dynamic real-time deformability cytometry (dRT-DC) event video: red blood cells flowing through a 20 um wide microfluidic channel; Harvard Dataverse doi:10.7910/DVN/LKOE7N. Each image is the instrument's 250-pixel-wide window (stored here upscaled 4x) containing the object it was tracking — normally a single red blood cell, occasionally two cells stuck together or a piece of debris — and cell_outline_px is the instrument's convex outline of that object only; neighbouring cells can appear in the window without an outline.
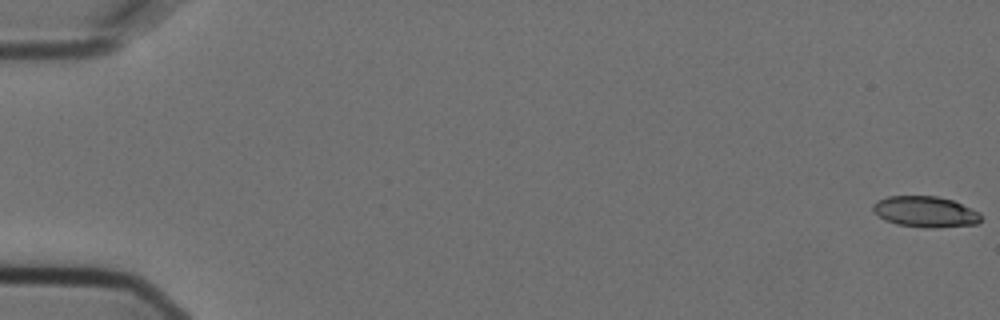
{"species": "Egyptian fruit bat (a non-hibernating species)", "species_latin": "Rousettus aegyptiacus", "temperature_condition": "cold", "stored_images_in_passage": 5, "segment_of_instrument_passage": [2, 2], "camera_frame_rate_fps": 3000, "um_per_image_px": 0.085, "animal": {"sex": "female"}, "frame": {"image": 1, "passage_image": 5, "time_ms": 1.333, "image_size_px": [1000, 320], "cell_outline_px": [[980, 220], [976, 224], [896, 224], [884, 220], [872, 208], [872, 204], [888, 196], [936, 196], [952, 200], [972, 208], [980, 212]], "centroid_in_image_um": [78.61, 17.92], "position_along_channel_um": 6.4, "area_um2": 18.09}}